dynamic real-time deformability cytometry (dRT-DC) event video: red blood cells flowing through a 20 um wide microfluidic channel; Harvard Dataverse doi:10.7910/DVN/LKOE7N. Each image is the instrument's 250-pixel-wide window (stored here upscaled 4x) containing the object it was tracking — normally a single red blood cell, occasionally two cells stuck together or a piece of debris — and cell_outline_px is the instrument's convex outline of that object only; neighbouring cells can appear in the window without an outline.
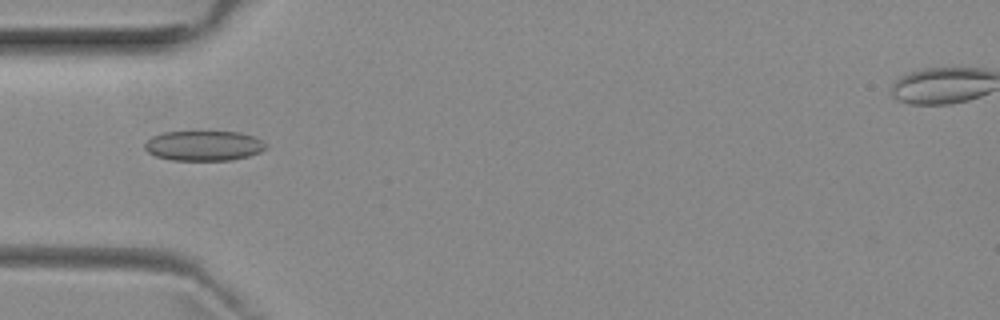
{"species": "common noctule bat (a hibernating species)", "species_latin": "Nyctalus noctula", "temperature_condition": "room temperature", "stored_images_in_passage": 50, "camera_frame_rate_fps": 3000, "um_per_image_px": 0.085, "animal": {"sex": "female", "body_mass_g": 29.2, "forearm_length_mm": 56.3}, "frame": {"image": 1, "passage_image": 14, "time_ms": 4.333, "image_size_px": [1000, 320], "cell_outline_px": [[268, 148], [260, 152], [248, 156], [232, 160], [172, 160], [156, 156], [148, 152], [144, 148], [144, 144], [152, 136], [164, 132], [240, 132], [252, 136], [268, 144]], "centroid_in_image_um": [17.34, 12.39], "position_along_channel_um": 67.7, "area_um2": 21.15}}
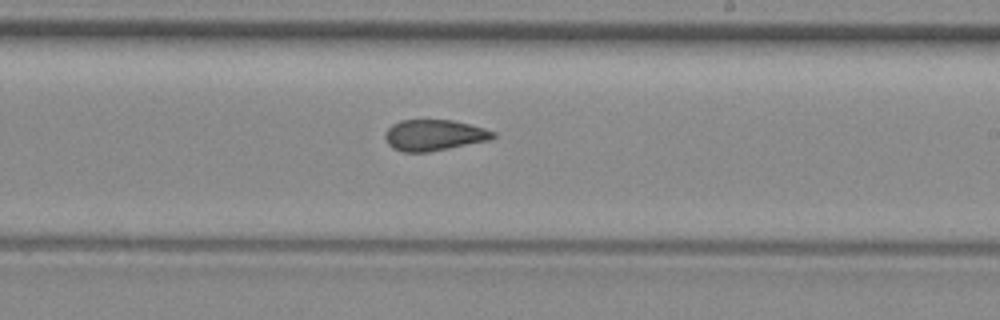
{"frame": {"image": 2, "passage_image": 28, "time_ms": 9.0, "image_size_px": [1000, 320], "cell_outline_px": [[496, 136], [488, 140], [428, 152], [404, 152], [392, 148], [388, 144], [384, 136], [388, 128], [392, 124], [400, 120], [452, 120], [484, 128], [496, 132]], "centroid_in_image_um": [36.87, 11.48], "position_along_channel_um": 252.1, "area_um2": 19.36}}
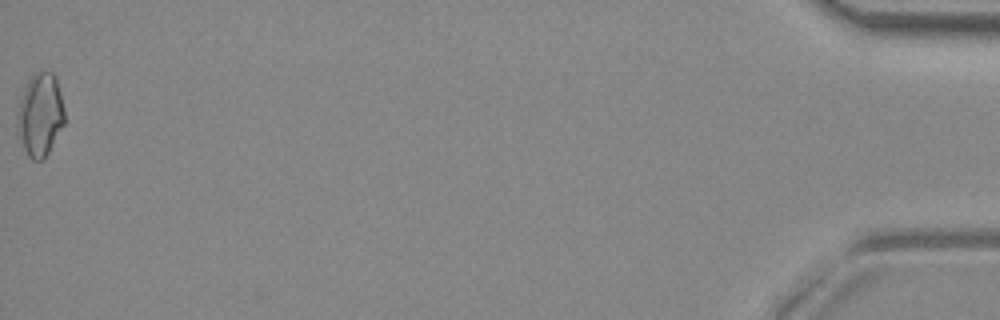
{"frame": {"image": 3, "passage_image": 50, "time_ms": 16.333, "image_size_px": [1000, 320], "cell_outline_px": [[64, 124], [44, 160], [32, 160], [28, 156], [24, 148], [16, 124], [16, 116], [20, 100], [24, 88], [28, 80], [36, 72], [52, 72], [56, 76], [64, 108]], "centroid_in_image_um": [3.41, 9.75], "position_along_channel_um": 431.8, "area_um2": 22.77}, "authors_computed_cell_mechanics": {"area_um2": 20.3167, "velocity_mm_per_s": 3.9481, "shape_relaxation_time_tau1_ms": null, "shape_relaxation_time_tau2_ms": 1.9737, "deformation_change_tau1": null, "deformation_change_tau2": 0.0639}}